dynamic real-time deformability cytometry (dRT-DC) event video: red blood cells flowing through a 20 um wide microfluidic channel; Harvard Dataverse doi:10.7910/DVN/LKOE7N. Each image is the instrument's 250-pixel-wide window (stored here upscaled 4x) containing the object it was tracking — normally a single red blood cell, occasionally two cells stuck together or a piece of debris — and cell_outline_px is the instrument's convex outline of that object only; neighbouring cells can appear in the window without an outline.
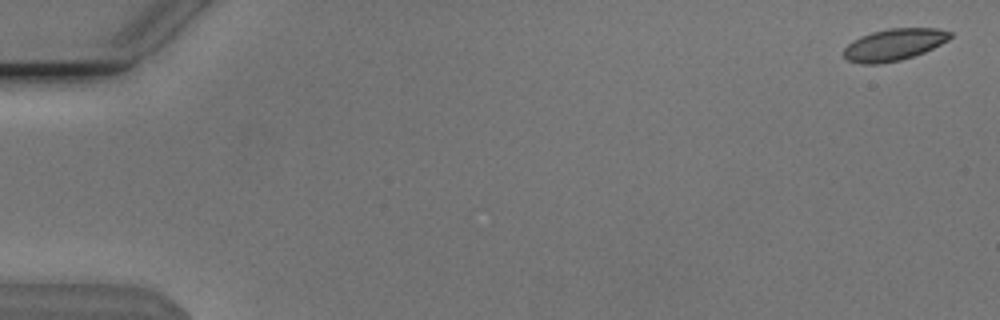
{"species": "Egyptian fruit bat (a non-hibernating species)", "species_latin": "Rousettus aegyptiacus", "temperature_condition": "cold", "stored_images_in_passage": 55, "segment_of_instrument_passage": [1, 2], "camera_frame_rate_fps": 3000, "um_per_image_px": 0.085, "animal": {"sex": "male"}, "frame": {"image": 1, "passage_image": 1, "time_ms": 0.0, "image_size_px": [1000, 320], "cell_outline_px": [[952, 36], [948, 40], [924, 52], [900, 60], [876, 64], [860, 64], [848, 60], [844, 56], [844, 48], [848, 44], [860, 36], [872, 32], [888, 28], [936, 28], [952, 32]], "centroid_in_image_um": [75.98, 3.79], "position_along_channel_um": 9.0, "area_um2": 19.59}}
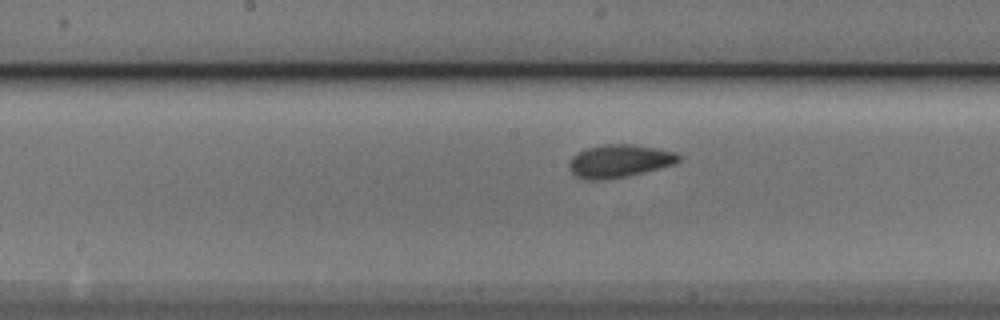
{"frame": {"image": 2, "passage_image": 28, "time_ms": 9.0, "image_size_px": [1000, 320], "cell_outline_px": [[680, 160], [676, 164], [628, 176], [604, 180], [584, 180], [576, 176], [568, 168], [568, 164], [572, 156], [588, 148], [604, 144], [632, 144], [676, 152], [680, 156]], "centroid_in_image_um": [52.64, 13.7], "position_along_channel_um": 195.6, "area_um2": 21.04}}
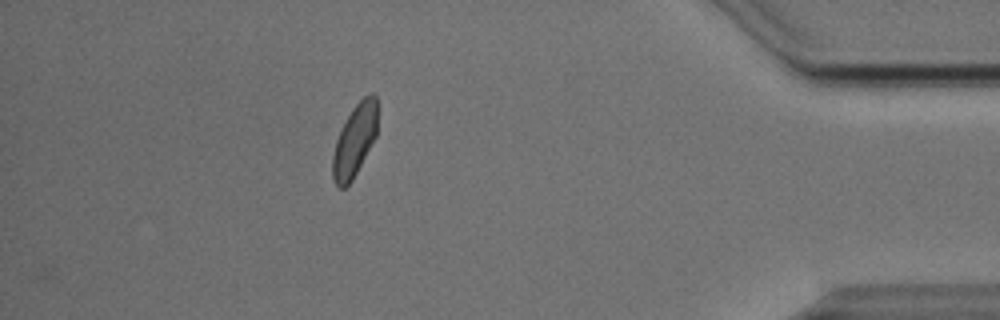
{"frame": {"image": 3, "passage_image": 48, "time_ms": 15.667, "image_size_px": [1000, 320], "cell_outline_px": [[376, 136], [352, 180], [344, 188], [340, 188], [332, 180], [332, 156], [336, 140], [352, 108], [364, 96], [372, 92], [376, 96]], "centroid_in_image_um": [30.13, 11.95], "position_along_channel_um": 405.1, "area_um2": 18.5}}